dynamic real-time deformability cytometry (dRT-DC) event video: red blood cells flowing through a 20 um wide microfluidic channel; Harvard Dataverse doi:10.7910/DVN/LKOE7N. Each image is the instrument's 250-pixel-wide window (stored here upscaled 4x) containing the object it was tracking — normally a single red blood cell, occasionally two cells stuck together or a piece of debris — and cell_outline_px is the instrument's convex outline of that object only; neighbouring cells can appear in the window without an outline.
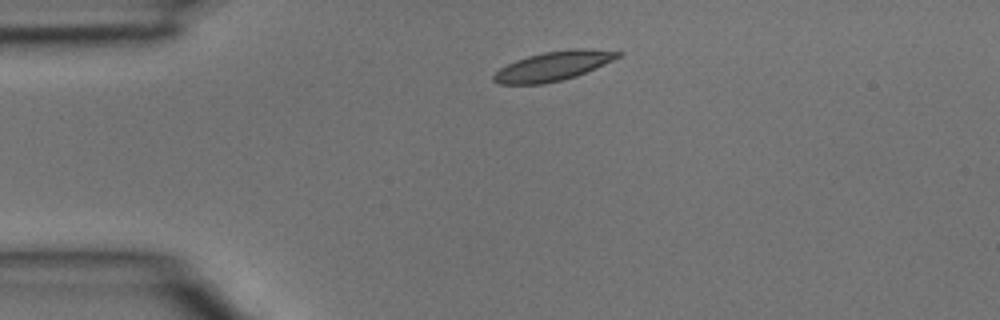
{"species": "common noctule bat (a hibernating species)", "species_latin": "Nyctalus noctula", "temperature_condition": "room temperature", "stored_images_in_passage": 1, "camera_frame_rate_fps": 3000, "um_per_image_px": 0.085, "animal": {"sex": "male", "body_mass_g": 15.6}, "frame": {"image": 1, "passage_image": 1, "time_ms": 0.0, "image_size_px": [1000, 320], "cell_outline_px": [[624, 52], [620, 56], [596, 68], [576, 76], [544, 84], [500, 84], [492, 80], [492, 76], [500, 68], [516, 60], [528, 56], [544, 52], [576, 48], [588, 48]], "centroid_in_image_um": [47.03, 5.61], "position_along_channel_um": 38.0, "area_um2": 21.1}}